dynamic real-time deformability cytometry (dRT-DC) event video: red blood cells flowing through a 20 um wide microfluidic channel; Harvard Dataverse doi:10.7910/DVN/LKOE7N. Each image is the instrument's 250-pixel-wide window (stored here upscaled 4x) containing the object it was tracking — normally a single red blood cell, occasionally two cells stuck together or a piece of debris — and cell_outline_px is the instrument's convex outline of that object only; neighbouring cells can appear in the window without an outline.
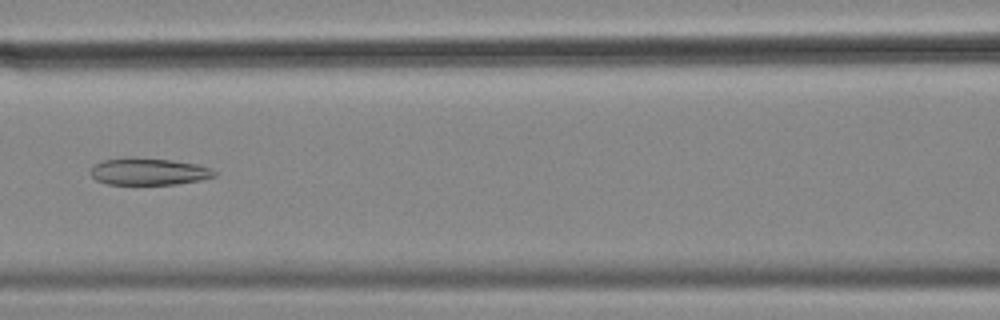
{"species": "common noctule bat (a hibernating species)", "species_latin": "Nyctalus noctula", "temperature_condition": "cold", "stored_images_in_passage": 7, "camera_frame_rate_fps": 3000, "um_per_image_px": 0.085, "animal": {"sex": "female", "body_mass_g": 18.4}, "frame": {"image": 1, "passage_image": 5, "time_ms": 1.333, "image_size_px": [1000, 320], "cell_outline_px": [[216, 176], [200, 180], [176, 184], [108, 184], [96, 180], [88, 172], [92, 164], [104, 160], [128, 156], [132, 156], [172, 160], [196, 164], [208, 168], [216, 172]], "centroid_in_image_um": [12.56, 14.56], "position_along_channel_um": 154.0, "area_um2": 19.71}}
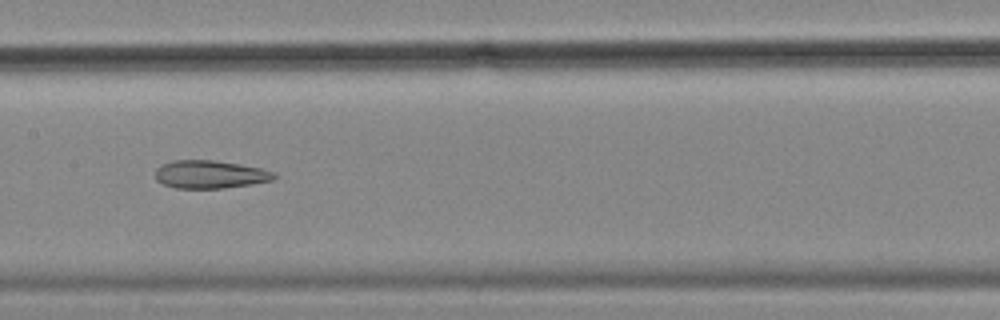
{"frame": {"image": 2, "passage_image": 6, "time_ms": 1.667, "image_size_px": [1000, 320], "cell_outline_px": [[276, 176], [272, 180], [252, 184], [224, 188], [176, 188], [164, 184], [156, 180], [156, 168], [160, 164], [172, 160], [212, 160], [240, 164], [260, 168], [276, 172]], "centroid_in_image_um": [17.84, 14.82], "position_along_channel_um": 189.6, "area_um2": 19.42}}
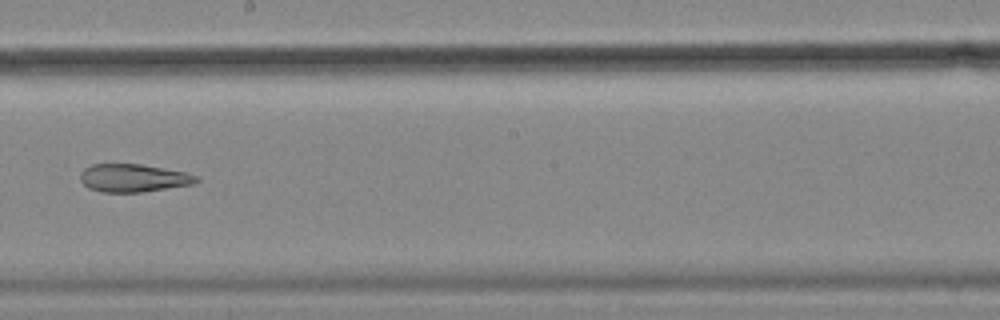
{"frame": {"image": 3, "passage_image": 7, "time_ms": 2.0, "image_size_px": [1000, 320], "cell_outline_px": [[200, 180], [192, 184], [140, 192], [100, 192], [88, 188], [80, 180], [80, 172], [84, 168], [92, 164], [140, 164], [164, 168], [184, 172], [196, 176]], "centroid_in_image_um": [11.28, 15.12], "position_along_channel_um": 236.9, "area_um2": 18.79}}